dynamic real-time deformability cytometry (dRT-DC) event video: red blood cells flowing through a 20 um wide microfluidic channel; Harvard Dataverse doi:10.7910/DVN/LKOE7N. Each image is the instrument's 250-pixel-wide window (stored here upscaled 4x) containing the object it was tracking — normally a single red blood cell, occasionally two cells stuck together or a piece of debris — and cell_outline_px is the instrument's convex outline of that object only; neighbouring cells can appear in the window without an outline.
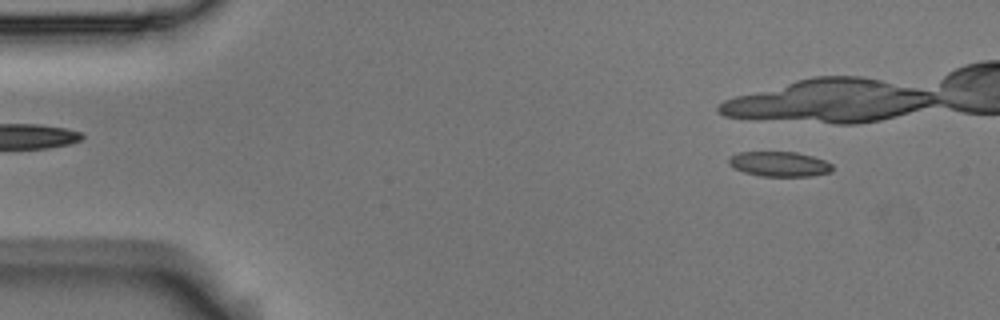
{"species": "Egyptian fruit bat (a non-hibernating species)", "species_latin": "Rousettus aegyptiacus", "temperature_condition": "room temperature", "stored_images_in_passage": 7, "segment_of_instrument_passage": [1, 2], "camera_frame_rate_fps": 3000, "um_per_image_px": 0.085, "animal": {"sex": "male"}, "frame": {"image": 1, "passage_image": 1, "time_ms": 0.0, "image_size_px": [1000, 320], "cell_outline_px": [[832, 172], [812, 176], [760, 176], [744, 172], [728, 164], [728, 160], [732, 156], [740, 152], [796, 152], [812, 156], [824, 160], [832, 164]], "centroid_in_image_um": [66.28, 13.95], "position_along_channel_um": 18.7, "area_um2": 14.97}}
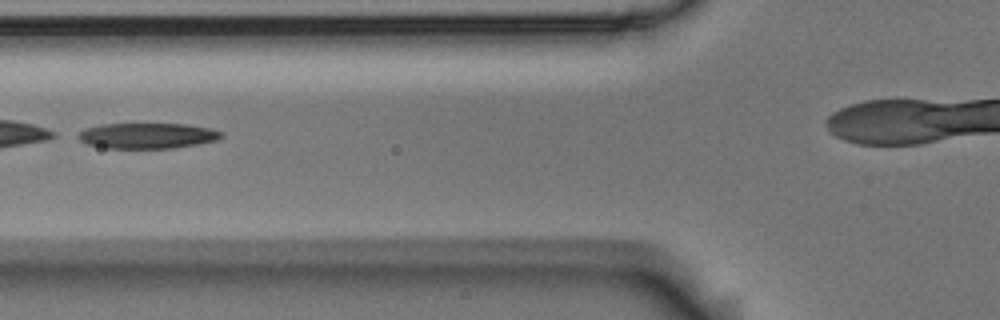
{"frame": {"image": 2, "passage_image": 6, "time_ms": 1.667, "image_size_px": [1000, 320], "cell_outline_px": [[224, 136], [216, 140], [200, 144], [176, 148], [104, 148], [88, 144], [72, 136], [84, 128], [100, 124], [188, 124], [212, 128], [224, 132]], "centroid_in_image_um": [12.52, 11.53], "position_along_channel_um": 113.3, "area_um2": 21.79}}